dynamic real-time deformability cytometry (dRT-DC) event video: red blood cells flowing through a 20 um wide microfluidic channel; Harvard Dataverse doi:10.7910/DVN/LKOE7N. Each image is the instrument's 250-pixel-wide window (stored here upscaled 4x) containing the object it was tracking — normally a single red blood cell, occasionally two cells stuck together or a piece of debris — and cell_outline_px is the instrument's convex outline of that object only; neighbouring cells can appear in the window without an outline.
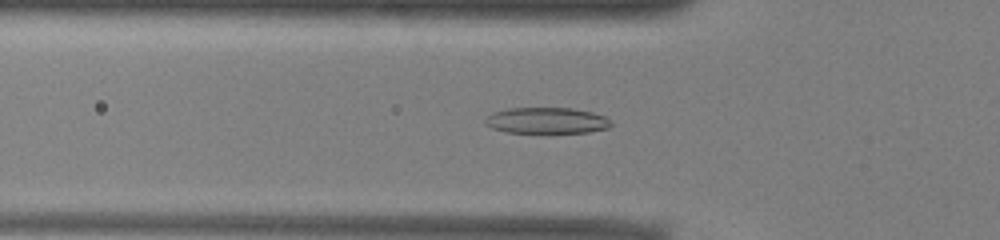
{"species": "common noctule bat (a hibernating species)", "species_latin": "Nyctalus noctula", "temperature_condition": "warm", "stored_images_in_passage": 51, "camera_frame_rate_fps": 3000, "um_per_image_px": 0.085, "animal": {"sex": "male", "body_mass_g": 13.0, "forearm_length_mm": 53.1}, "frame": {"image": 1, "passage_image": 17, "time_ms": 5.333, "image_size_px": [1000, 240], "cell_outline_px": [[612, 124], [608, 128], [588, 132], [508, 132], [492, 128], [484, 124], [484, 120], [492, 112], [508, 108], [572, 108], [592, 112], [604, 116]], "centroid_in_image_um": [46.43, 10.23], "position_along_channel_um": 79.4, "area_um2": 18.96}}
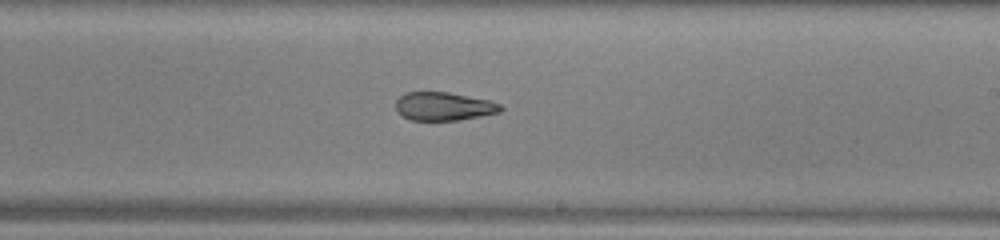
{"frame": {"image": 2, "passage_image": 30, "time_ms": 9.667, "image_size_px": [1000, 240], "cell_outline_px": [[504, 108], [500, 112], [460, 120], [412, 120], [404, 116], [396, 108], [396, 100], [404, 92], [448, 92], [488, 100], [500, 104]], "centroid_in_image_um": [37.73, 9.03], "position_along_channel_um": 251.3, "area_um2": 17.17}}
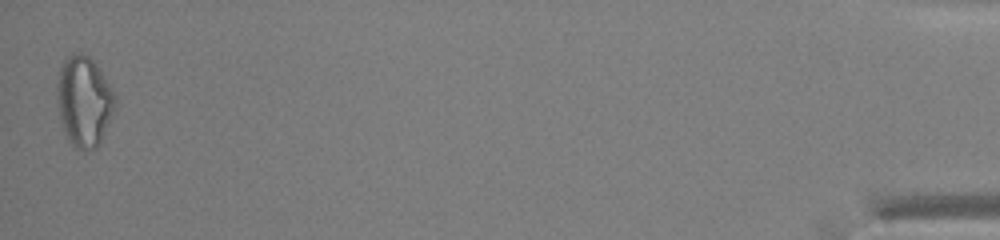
{"frame": {"image": 3, "passage_image": 51, "time_ms": 16.667, "image_size_px": [1000, 240], "cell_outline_px": [[116, 108], [100, 144], [96, 148], [76, 148], [68, 140], [64, 132], [60, 120], [56, 100], [56, 88], [60, 68], [64, 60], [72, 52], [80, 52], [88, 56], [96, 64], [108, 84], [116, 100]], "centroid_in_image_um": [7.12, 8.61], "position_along_channel_um": 428.1, "area_um2": 30.58}, "authors_computed_cell_mechanics": {"area_um2": 20.5768, "velocity_mm_per_s": 3.9659, "shape_relaxation_time_tau1_ms": 10.5718, "shape_relaxation_time_tau2_ms": 3.3608, "deformation_change_tau1": 0.2617, "deformation_change_tau2": 0.1179}}